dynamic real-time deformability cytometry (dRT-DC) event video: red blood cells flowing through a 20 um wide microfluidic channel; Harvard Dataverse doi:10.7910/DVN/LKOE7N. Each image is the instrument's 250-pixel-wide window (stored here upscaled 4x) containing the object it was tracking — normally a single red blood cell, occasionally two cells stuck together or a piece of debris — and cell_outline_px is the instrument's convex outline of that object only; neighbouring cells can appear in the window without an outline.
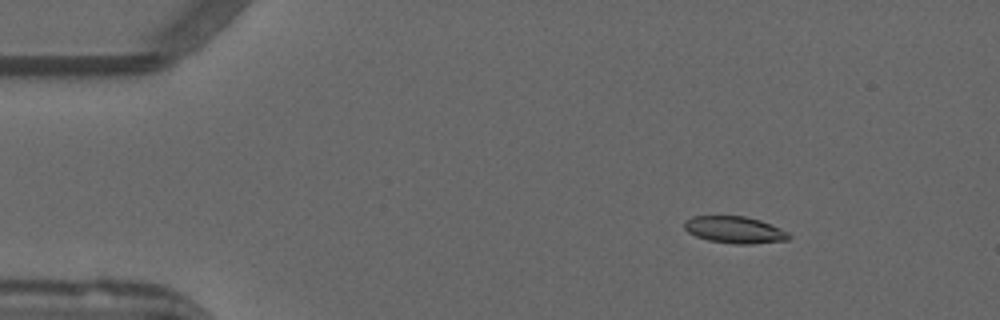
{"species": "common noctule bat (a hibernating species)", "species_latin": "Nyctalus noctula", "temperature_condition": "warm", "stored_images_in_passage": 53, "camera_frame_rate_fps": 3000, "um_per_image_px": 0.085, "animal": {"sex": "male", "forearm_length_mm": 52.5}, "frame": {"image": 1, "passage_image": 8, "time_ms": 2.333, "image_size_px": [1000, 320], "cell_outline_px": [[792, 236], [788, 240], [752, 244], [736, 244], [708, 240], [696, 236], [688, 232], [684, 228], [684, 220], [692, 216], [744, 216], [760, 220], [780, 228], [788, 232]], "centroid_in_image_um": [62.45, 19.53], "position_along_channel_um": 22.6, "area_um2": 16.42}}
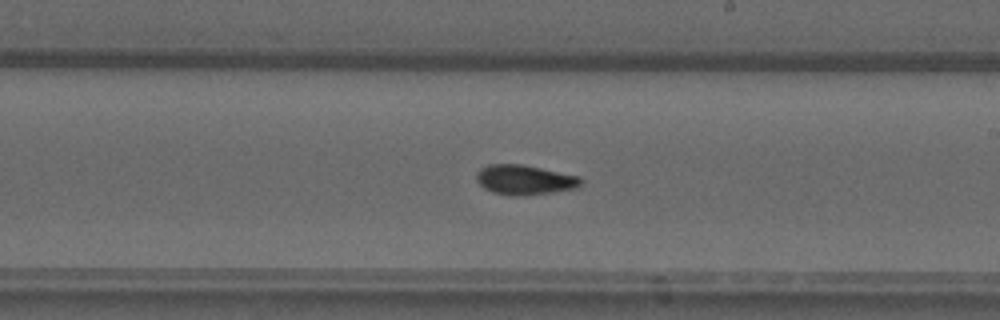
{"frame": {"image": 2, "passage_image": 31, "time_ms": 10.0, "image_size_px": [1000, 320], "cell_outline_px": [[584, 180], [576, 188], [552, 192], [516, 196], [512, 196], [492, 192], [484, 188], [476, 180], [476, 172], [480, 168], [488, 164], [524, 164], [580, 176]], "centroid_in_image_um": [44.58, 15.27], "position_along_channel_um": 244.4, "area_um2": 18.26}}
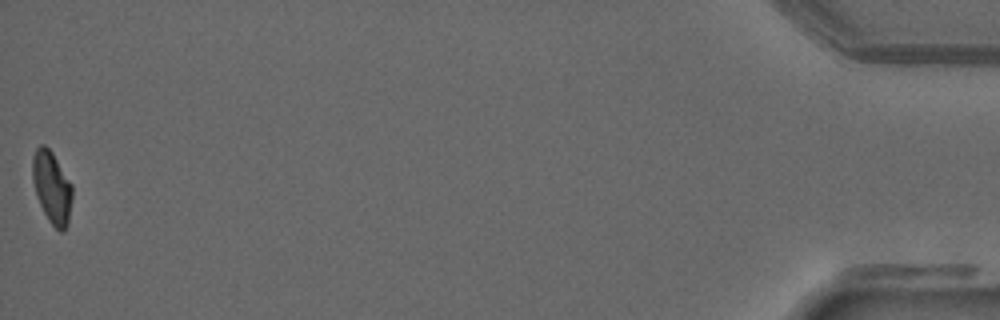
{"frame": {"image": 3, "passage_image": 53, "time_ms": 17.333, "image_size_px": [1000, 320], "cell_outline_px": [[72, 196], [68, 224], [64, 232], [60, 232], [48, 220], [36, 196], [32, 180], [32, 156], [36, 148], [40, 144], [44, 144], [52, 152], [72, 184]], "centroid_in_image_um": [4.4, 15.92], "position_along_channel_um": 430.8, "area_um2": 16.82}, "authors_computed_cell_mechanics": {"area_um2": 17.1088, "velocity_mm_per_s": 3.9188, "shape_relaxation_time_tau1_ms": null, "shape_relaxation_time_tau2_ms": 3.0025, "deformation_change_tau1": null, "deformation_change_tau2": 0.0877}}